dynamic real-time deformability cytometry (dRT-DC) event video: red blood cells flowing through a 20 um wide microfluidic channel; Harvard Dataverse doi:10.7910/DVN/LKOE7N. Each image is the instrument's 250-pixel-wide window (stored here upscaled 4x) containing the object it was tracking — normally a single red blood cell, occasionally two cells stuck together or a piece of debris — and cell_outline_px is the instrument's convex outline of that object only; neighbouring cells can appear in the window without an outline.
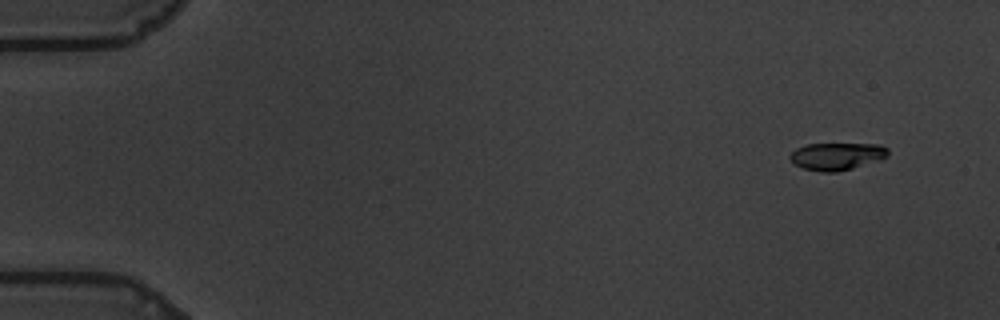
{"species": "common noctule bat (a hibernating species)", "species_latin": "Nyctalus noctula", "temperature_condition": "warm", "stored_images_in_passage": 56, "camera_frame_rate_fps": 3000, "um_per_image_px": 0.085, "animal": {"sex": "male", "body_mass_g": 19.5, "forearm_length_mm": 54.6}, "frame": {"image": 1, "passage_image": 2, "time_ms": 0.333, "image_size_px": [1000, 320], "cell_outline_px": [[888, 156], [880, 160], [852, 168], [836, 172], [820, 172], [804, 168], [796, 164], [788, 156], [796, 148], [808, 144], [880, 144], [888, 148]], "centroid_in_image_um": [71.16, 13.28], "position_along_channel_um": 13.8, "area_um2": 15.55}}
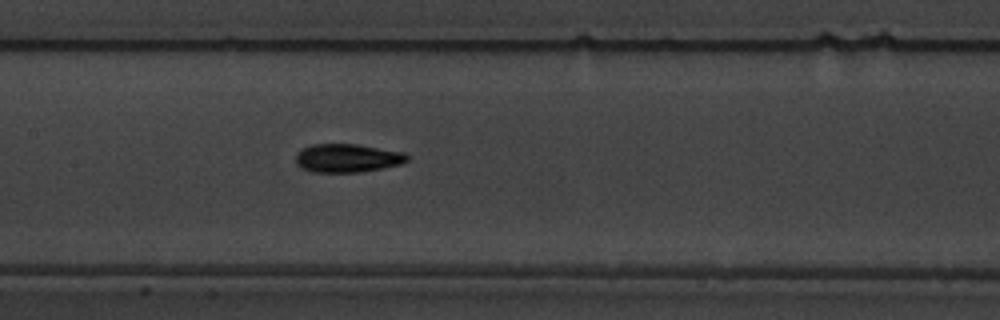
{"frame": {"image": 2, "passage_image": 27, "time_ms": 8.667, "image_size_px": [1000, 320], "cell_outline_px": [[408, 160], [400, 164], [384, 168], [360, 172], [312, 172], [300, 168], [296, 164], [296, 152], [300, 148], [312, 144], [356, 144], [404, 152], [408, 156]], "centroid_in_image_um": [29.48, 13.44], "position_along_channel_um": 177.9, "area_um2": 18.67}}
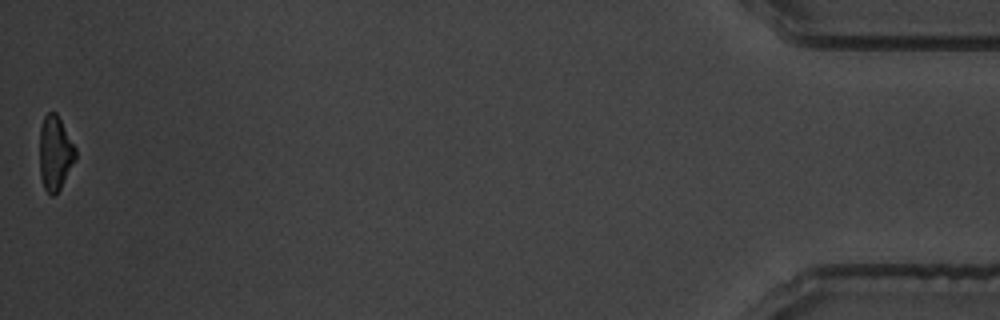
{"frame": {"image": 3, "passage_image": 56, "time_ms": 18.333, "image_size_px": [1000, 320], "cell_outline_px": [[76, 160], [60, 188], [52, 196], [44, 188], [40, 176], [40, 128], [44, 116], [48, 112], [56, 112], [76, 148]], "centroid_in_image_um": [4.69, 13.0], "position_along_channel_um": 430.5, "area_um2": 15.49}, "authors_computed_cell_mechanics": {"area_um2": 17.3111, "velocity_mm_per_s": 3.5418, "shape_relaxation_time_tau1_ms": 3.6838, "shape_relaxation_time_tau2_ms": 2.6709, "deformation_change_tau1": 0.1528, "deformation_change_tau2": 0.0951}}